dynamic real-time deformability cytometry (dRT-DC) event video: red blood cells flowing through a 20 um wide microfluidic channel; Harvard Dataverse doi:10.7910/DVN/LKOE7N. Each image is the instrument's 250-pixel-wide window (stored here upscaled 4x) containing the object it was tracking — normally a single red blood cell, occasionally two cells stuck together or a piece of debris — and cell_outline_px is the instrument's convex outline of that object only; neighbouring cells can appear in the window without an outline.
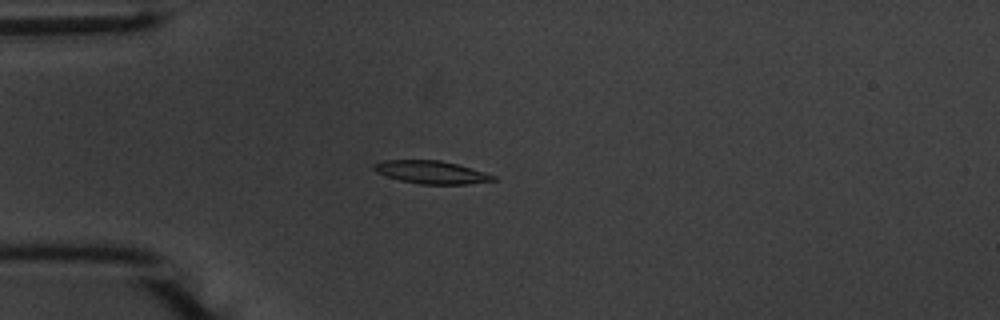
{"species": "common noctule bat (a hibernating species)", "species_latin": "Nyctalus noctula", "temperature_condition": "warm", "stored_images_in_passage": 27, "camera_frame_rate_fps": 3000, "um_per_image_px": 0.085, "animal": {"sex": "male", "body_mass_g": 20.1, "forearm_length_mm": 53.5}, "frame": {"image": 1, "passage_image": 4, "time_ms": 1.0, "image_size_px": [1000, 320], "cell_outline_px": [[496, 180], [468, 184], [420, 184], [400, 180], [376, 172], [372, 168], [372, 164], [384, 160], [440, 160], [456, 164], [484, 172], [496, 176]], "centroid_in_image_um": [36.64, 14.63], "position_along_channel_um": 48.4, "area_um2": 15.78}}
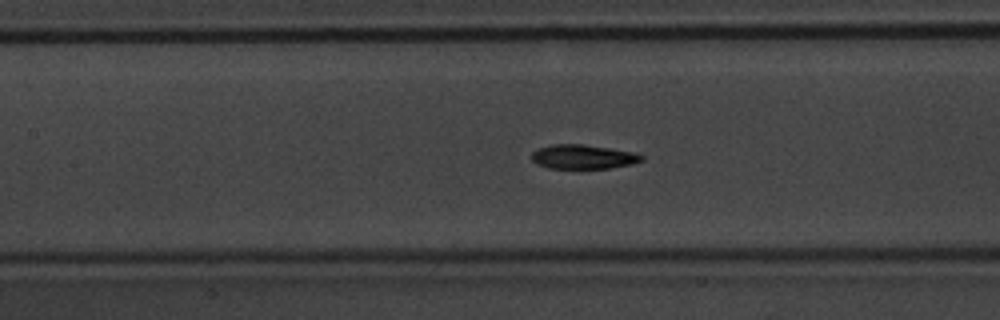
{"frame": {"image": 2, "passage_image": 14, "time_ms": 4.333, "image_size_px": [1000, 320], "cell_outline_px": [[644, 160], [632, 164], [608, 168], [548, 168], [536, 164], [532, 160], [532, 152], [540, 148], [552, 144], [584, 144], [632, 152], [644, 156]], "centroid_in_image_um": [49.55, 13.33], "position_along_channel_um": 157.8, "area_um2": 15.43}}
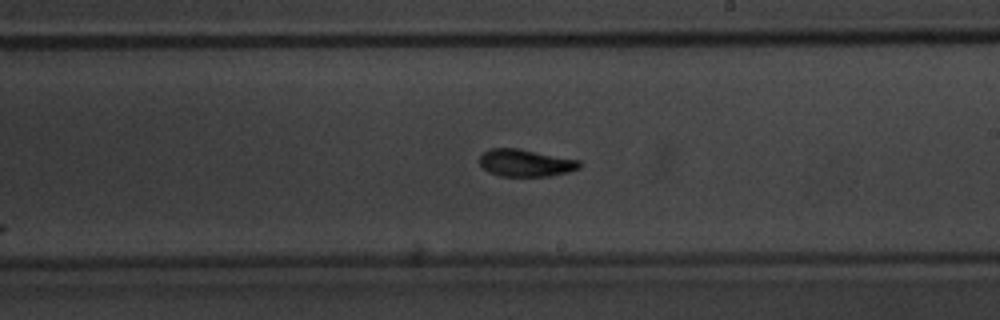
{"frame": {"image": 3, "passage_image": 21, "time_ms": 6.667, "image_size_px": [1000, 320], "cell_outline_px": [[580, 168], [568, 172], [548, 176], [500, 176], [488, 172], [480, 164], [480, 156], [488, 148], [516, 148], [580, 160]], "centroid_in_image_um": [44.66, 13.85], "position_along_channel_um": 244.3, "area_um2": 15.78}}